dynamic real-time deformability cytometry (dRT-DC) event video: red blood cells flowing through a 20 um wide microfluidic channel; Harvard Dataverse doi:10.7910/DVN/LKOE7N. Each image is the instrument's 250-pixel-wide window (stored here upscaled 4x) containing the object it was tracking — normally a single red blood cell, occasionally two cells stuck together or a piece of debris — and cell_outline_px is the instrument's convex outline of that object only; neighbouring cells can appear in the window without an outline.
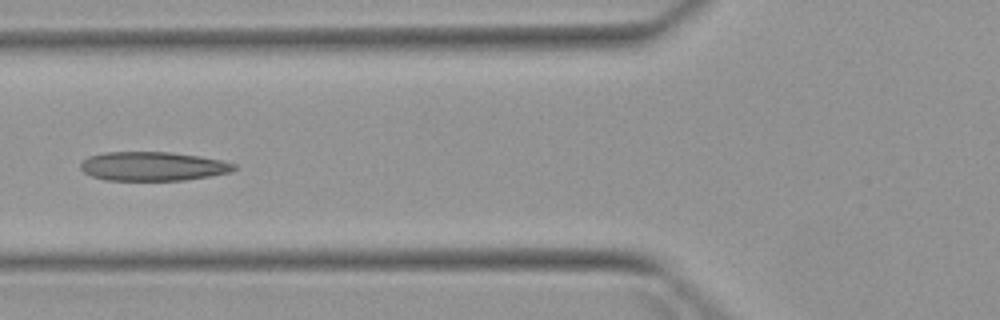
{"species": "Egyptian fruit bat (a non-hibernating species)", "species_latin": "Rousettus aegyptiacus", "temperature_condition": "warm", "stored_images_in_passage": 7, "camera_frame_rate_fps": 3000, "um_per_image_px": 0.085, "animal": {"sex": "female"}, "frame": {"image": 1, "passage_image": 6, "time_ms": 6.0, "image_size_px": [1000, 320], "cell_outline_px": [[236, 168], [232, 172], [184, 180], [104, 180], [92, 176], [84, 172], [80, 168], [80, 164], [88, 156], [104, 152], [172, 152], [200, 156], [220, 160], [236, 164]], "centroid_in_image_um": [12.98, 14.13], "position_along_channel_um": 112.8, "area_um2": 25.95}}
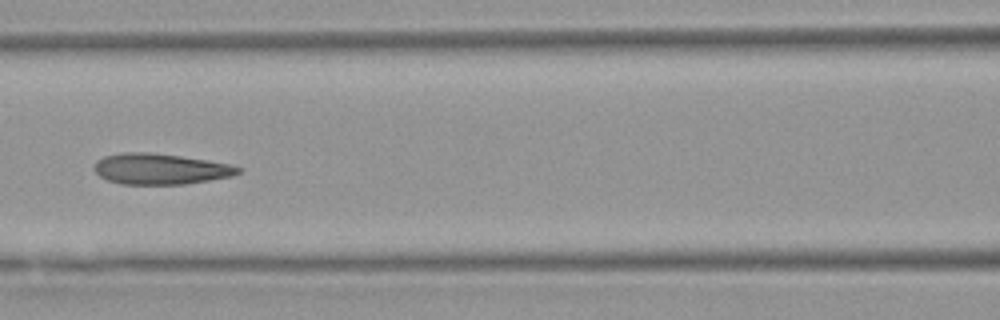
{"frame": {"image": 2, "passage_image": 7, "time_ms": 7.0, "image_size_px": [1000, 320], "cell_outline_px": [[244, 168], [240, 172], [232, 176], [184, 184], [120, 184], [108, 180], [100, 176], [92, 168], [96, 160], [104, 156], [124, 152], [148, 152], [180, 156], [208, 160], [228, 164]], "centroid_in_image_um": [13.6, 14.35], "position_along_channel_um": 153.0, "area_um2": 25.84}}